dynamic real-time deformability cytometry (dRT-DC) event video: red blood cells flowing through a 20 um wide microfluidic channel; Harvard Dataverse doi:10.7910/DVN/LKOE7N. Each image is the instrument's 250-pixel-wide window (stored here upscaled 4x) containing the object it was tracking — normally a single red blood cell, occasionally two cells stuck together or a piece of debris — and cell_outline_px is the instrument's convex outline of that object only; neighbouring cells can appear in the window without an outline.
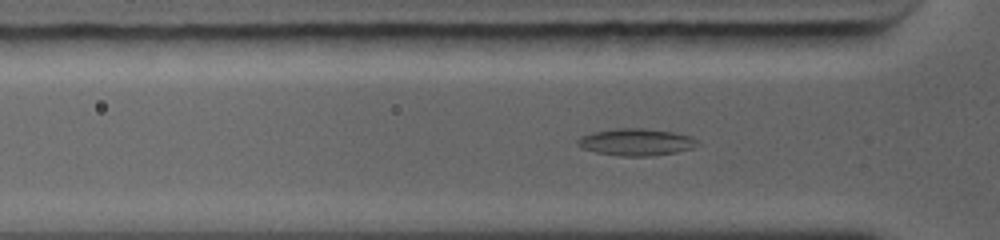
{"species": "common noctule bat (a hibernating species)", "species_latin": "Nyctalus noctula", "temperature_condition": "warm", "stored_images_in_passage": 14, "camera_frame_rate_fps": 5000, "um_per_image_px": 0.085, "animal": {"sex": "female", "body_mass_g": 19.0, "forearm_length_mm": 56.7}, "frame": {"image": 1, "passage_image": 5, "time_ms": 3.0, "image_size_px": [1000, 240], "cell_outline_px": [[700, 144], [692, 148], [676, 152], [652, 156], [620, 156], [596, 152], [580, 148], [576, 144], [576, 140], [580, 136], [592, 132], [616, 128], [644, 128], [672, 132], [692, 136]], "centroid_in_image_um": [54.03, 12.07], "position_along_channel_um": 71.8, "area_um2": 19.02}}
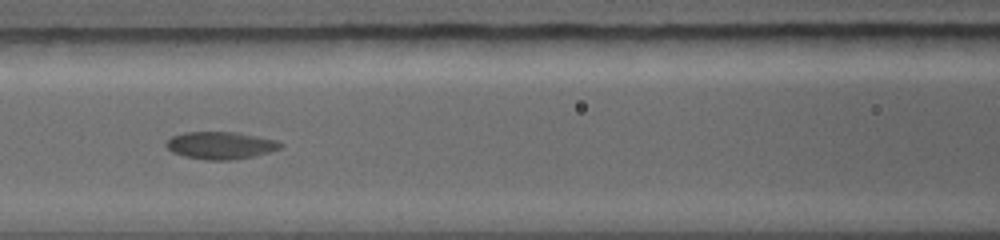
{"frame": {"image": 2, "passage_image": 10, "time_ms": 4.8, "image_size_px": [1000, 240], "cell_outline_px": [[284, 144], [280, 148], [268, 152], [236, 160], [204, 160], [184, 156], [172, 152], [164, 144], [172, 136], [184, 132], [236, 132], [276, 140]], "centroid_in_image_um": [18.72, 12.36], "position_along_channel_um": 147.9, "area_um2": 18.21}}
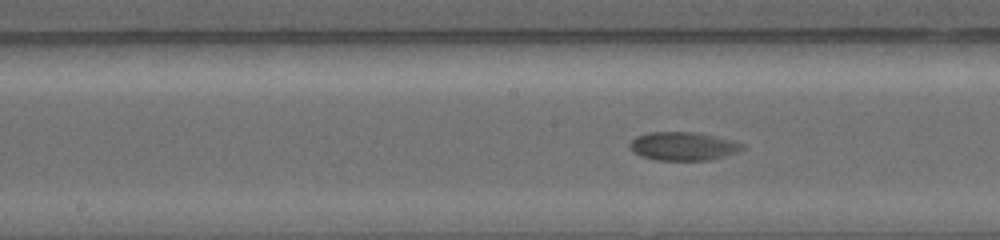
{"frame": {"image": 3, "passage_image": 13, "time_ms": 5.8, "image_size_px": [1000, 240], "cell_outline_px": [[744, 148], [736, 152], [724, 156], [708, 160], [656, 160], [640, 156], [632, 152], [628, 144], [636, 136], [648, 132], [696, 132], [732, 140], [744, 144]], "centroid_in_image_um": [58.02, 12.42], "position_along_channel_um": 190.2, "area_um2": 18.67}}